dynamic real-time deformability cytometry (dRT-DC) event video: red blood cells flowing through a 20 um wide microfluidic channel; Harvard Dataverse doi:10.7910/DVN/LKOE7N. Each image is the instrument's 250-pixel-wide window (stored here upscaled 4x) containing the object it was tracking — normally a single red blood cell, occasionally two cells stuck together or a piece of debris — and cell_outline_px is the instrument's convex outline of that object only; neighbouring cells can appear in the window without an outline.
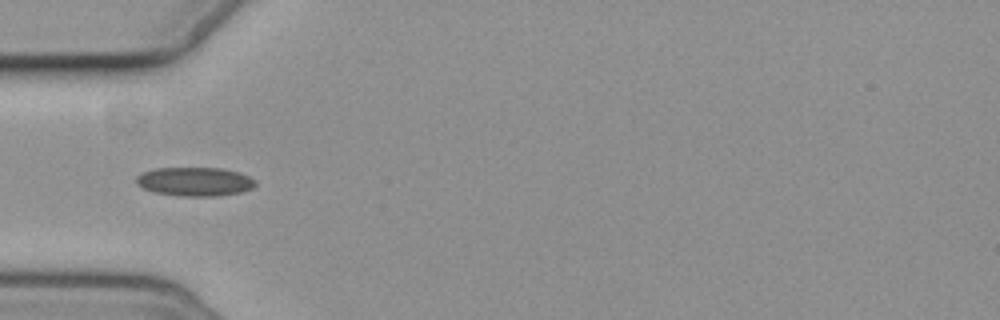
{"species": "common noctule bat (a hibernating species)", "species_latin": "Nyctalus noctula", "temperature_condition": "cold", "stored_images_in_passage": 8, "camera_frame_rate_fps": 3000, "um_per_image_px": 0.085, "animal": {"sex": "female", "body_mass_g": 19.3, "forearm_length_mm": 54.1}, "frame": {"image": 1, "passage_image": 3, "time_ms": 2.333, "image_size_px": [1000, 320], "cell_outline_px": [[256, 184], [252, 188], [240, 192], [216, 196], [180, 196], [152, 192], [136, 184], [136, 176], [144, 172], [156, 168], [220, 168], [240, 172], [256, 180]], "centroid_in_image_um": [16.56, 15.44], "position_along_channel_um": 68.4, "area_um2": 20.06}}
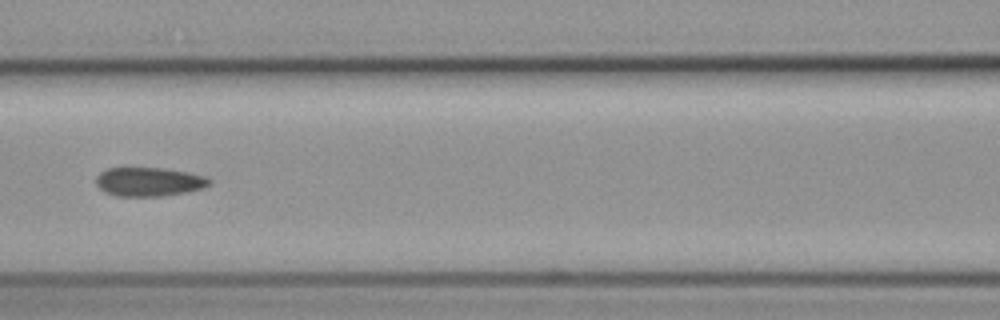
{"frame": {"image": 2, "passage_image": 5, "time_ms": 4.667, "image_size_px": [1000, 320], "cell_outline_px": [[212, 184], [204, 188], [188, 192], [160, 196], [116, 196], [104, 192], [96, 184], [96, 176], [100, 172], [108, 168], [164, 168], [188, 172], [208, 176], [212, 180]], "centroid_in_image_um": [12.71, 15.45], "position_along_channel_um": 153.9, "area_um2": 19.36}}
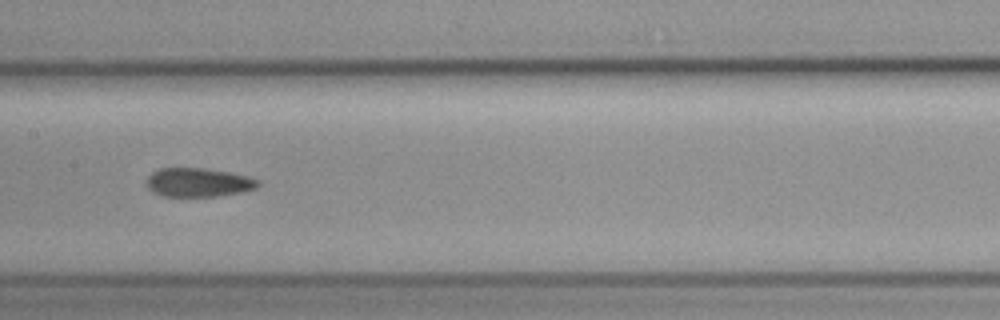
{"frame": {"image": 3, "passage_image": 6, "time_ms": 5.667, "image_size_px": [1000, 320], "cell_outline_px": [[260, 184], [256, 188], [240, 192], [216, 196], [164, 196], [152, 192], [148, 188], [148, 176], [152, 172], [160, 168], [200, 168], [228, 172], [260, 180]], "centroid_in_image_um": [16.84, 15.51], "position_along_channel_um": 190.6, "area_um2": 18.44}}